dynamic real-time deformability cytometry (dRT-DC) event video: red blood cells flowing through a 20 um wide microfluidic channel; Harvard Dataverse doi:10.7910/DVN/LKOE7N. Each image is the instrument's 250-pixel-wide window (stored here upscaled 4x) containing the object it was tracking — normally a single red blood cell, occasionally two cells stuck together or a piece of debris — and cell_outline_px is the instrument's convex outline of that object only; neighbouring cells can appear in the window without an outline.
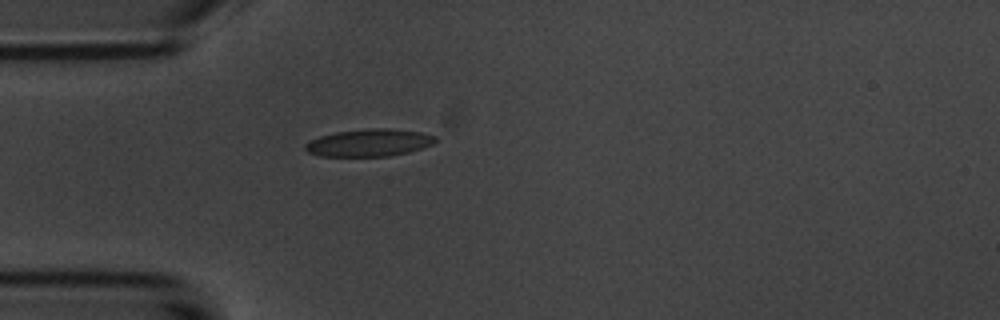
{"species": "common noctule bat (a hibernating species)", "species_latin": "Nyctalus noctula", "temperature_condition": "room temperature", "stored_images_in_passage": 1, "camera_frame_rate_fps": 3000, "um_per_image_px": 0.085, "animal": {"sex": "male", "body_mass_g": 20.1, "forearm_length_mm": 53.5}, "frame": {"image": 1, "passage_image": 1, "time_ms": 0.0, "image_size_px": [1000, 320], "cell_outline_px": [[436, 140], [432, 144], [408, 152], [388, 156], [320, 156], [308, 152], [304, 148], [304, 144], [308, 140], [320, 136], [336, 132], [372, 128], [388, 128], [420, 132], [436, 136]], "centroid_in_image_um": [31.33, 12.13], "position_along_channel_um": 53.7, "area_um2": 20.63}}